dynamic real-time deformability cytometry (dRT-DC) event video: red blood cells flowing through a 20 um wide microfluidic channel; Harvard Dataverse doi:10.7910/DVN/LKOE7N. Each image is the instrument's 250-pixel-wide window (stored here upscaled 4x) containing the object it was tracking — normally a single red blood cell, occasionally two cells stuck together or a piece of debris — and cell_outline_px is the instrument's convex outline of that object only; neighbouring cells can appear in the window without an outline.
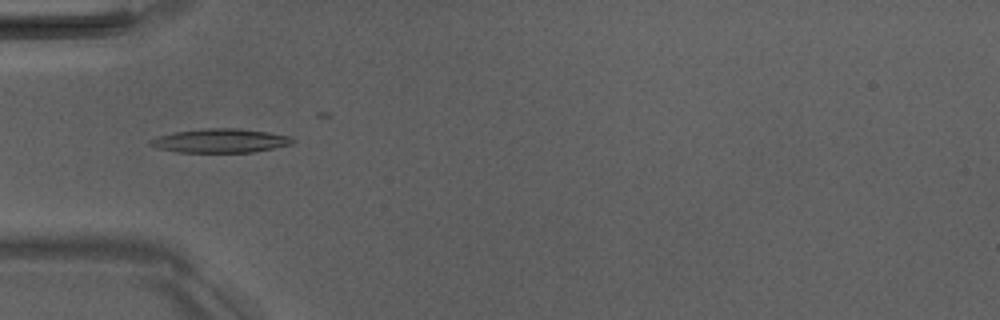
{"species": "Egyptian fruit bat (a non-hibernating species)", "species_latin": "Rousettus aegyptiacus", "temperature_condition": "room temperature", "stored_images_in_passage": 5, "camera_frame_rate_fps": 3000, "um_per_image_px": 0.085, "animal": {"sex": "male"}, "frame": {"image": 1, "passage_image": 4, "time_ms": 3.667, "image_size_px": [1000, 320], "cell_outline_px": [[296, 140], [292, 144], [252, 152], [176, 152], [160, 148], [148, 144], [148, 140], [160, 136], [176, 132], [204, 128], [236, 128], [268, 132], [288, 136]], "centroid_in_image_um": [18.73, 11.96], "position_along_channel_um": 66.3, "area_um2": 19.59}}